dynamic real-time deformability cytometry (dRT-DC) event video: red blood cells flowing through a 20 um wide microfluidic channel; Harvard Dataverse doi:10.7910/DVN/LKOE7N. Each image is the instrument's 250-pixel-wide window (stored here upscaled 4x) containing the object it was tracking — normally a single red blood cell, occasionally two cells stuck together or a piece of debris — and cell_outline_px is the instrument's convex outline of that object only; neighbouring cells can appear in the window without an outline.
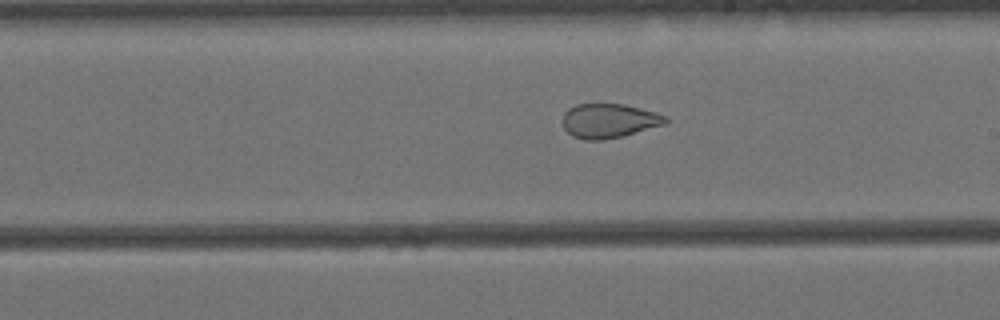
{"species": "Egyptian fruit bat (a non-hibernating species)", "species_latin": "Rousettus aegyptiacus", "temperature_condition": "cold", "stored_images_in_passage": 32, "camera_frame_rate_fps": 3000, "um_per_image_px": 0.085, "animal": {"sex": "female"}, "frame": {"image": 1, "passage_image": 19, "time_ms": 6.0, "image_size_px": [1000, 320], "cell_outline_px": [[668, 120], [664, 124], [624, 136], [604, 140], [584, 140], [572, 136], [564, 128], [564, 112], [568, 108], [576, 104], [624, 104], [656, 112], [668, 116]], "centroid_in_image_um": [51.77, 10.27], "position_along_channel_um": 237.2, "area_um2": 20.63}}
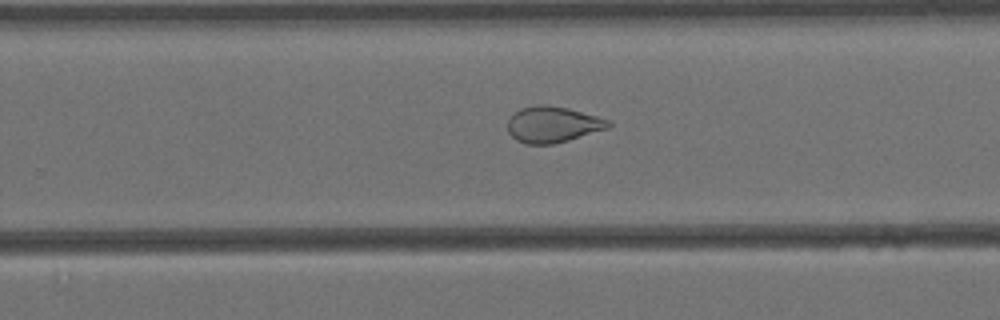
{"frame": {"image": 2, "passage_image": 23, "time_ms": 7.333, "image_size_px": [1000, 320], "cell_outline_px": [[612, 124], [608, 128], [568, 140], [552, 144], [524, 144], [516, 140], [508, 132], [508, 120], [520, 108], [536, 104], [548, 104], [568, 108], [596, 116], [608, 120]], "centroid_in_image_um": [46.96, 10.57], "position_along_channel_um": 282.8, "area_um2": 21.1}}